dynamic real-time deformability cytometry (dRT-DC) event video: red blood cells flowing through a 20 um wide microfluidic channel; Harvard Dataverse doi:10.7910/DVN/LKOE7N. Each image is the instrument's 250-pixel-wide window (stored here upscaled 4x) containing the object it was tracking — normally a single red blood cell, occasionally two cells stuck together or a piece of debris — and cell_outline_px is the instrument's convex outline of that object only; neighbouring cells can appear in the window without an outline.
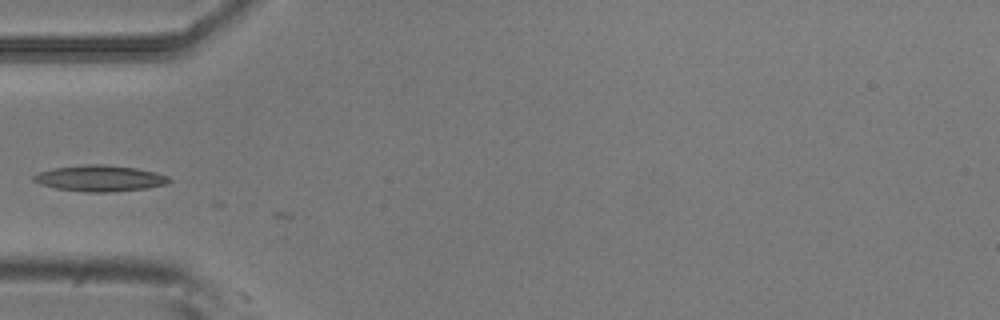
{"species": "common noctule bat (a hibernating species)", "species_latin": "Nyctalus noctula", "temperature_condition": "room temperature", "stored_images_in_passage": 4, "camera_frame_rate_fps": 3000, "um_per_image_px": 0.085, "animal": {"sex": "male", "body_mass_g": 20.5, "forearm_length_mm": 52.5}, "frame": {"image": 1, "passage_image": 4, "time_ms": 1.0, "image_size_px": [1000, 320], "cell_outline_px": [[172, 180], [168, 184], [148, 188], [112, 192], [84, 192], [56, 188], [32, 180], [32, 176], [40, 172], [52, 168], [84, 164], [104, 164], [136, 168], [156, 172], [168, 176]], "centroid_in_image_um": [8.54, 15.15], "position_along_channel_um": 76.5, "area_um2": 20.69}}